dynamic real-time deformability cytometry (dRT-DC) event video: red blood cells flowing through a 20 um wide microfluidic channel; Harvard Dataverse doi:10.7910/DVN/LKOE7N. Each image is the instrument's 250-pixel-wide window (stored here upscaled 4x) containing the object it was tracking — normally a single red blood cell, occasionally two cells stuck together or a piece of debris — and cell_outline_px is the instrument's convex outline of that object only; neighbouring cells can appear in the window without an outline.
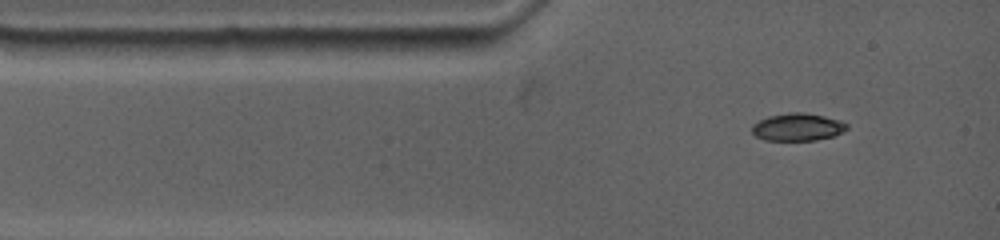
{"species": "common noctule bat (a hibernating species)", "species_latin": "Nyctalus noctula", "temperature_condition": "warm", "stored_images_in_passage": 2, "camera_frame_rate_fps": 4500, "um_per_image_px": 0.085, "animal": {"sex": "female", "body_mass_g": 19.0, "forearm_length_mm": 53.3}, "frame": {"image": 1, "passage_image": 1, "time_ms": 0.0, "image_size_px": [1000, 240], "cell_outline_px": [[848, 128], [832, 136], [816, 140], [764, 140], [756, 136], [752, 132], [752, 124], [768, 116], [788, 112], [804, 112], [824, 116], [840, 120], [848, 124]], "centroid_in_image_um": [67.78, 10.79], "position_along_channel_um": 17.2, "area_um2": 15.2}}